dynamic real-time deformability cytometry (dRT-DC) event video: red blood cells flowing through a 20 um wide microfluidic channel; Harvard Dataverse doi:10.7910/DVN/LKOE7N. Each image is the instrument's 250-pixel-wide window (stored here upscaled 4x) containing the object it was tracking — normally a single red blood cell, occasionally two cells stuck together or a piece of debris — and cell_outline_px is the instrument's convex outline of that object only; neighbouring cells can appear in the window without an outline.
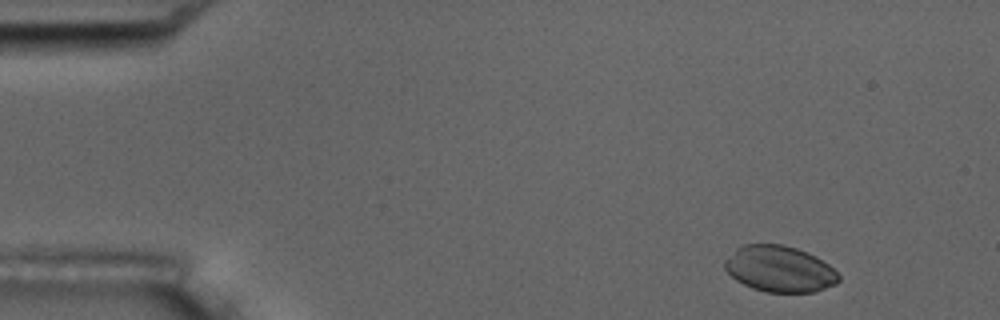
{"species": "common noctule bat (a hibernating species)", "species_latin": "Nyctalus noctula", "temperature_condition": "room temperature", "stored_images_in_passage": 4, "camera_frame_rate_fps": 3000, "um_per_image_px": 0.085, "animal": {"sex": "male", "body_mass_g": 17.5, "forearm_length_mm": 52.3}, "frame": {"image": 1, "passage_image": 1, "time_ms": 0.0, "image_size_px": [1000, 320], "cell_outline_px": [[840, 280], [836, 284], [812, 292], [764, 292], [752, 288], [736, 280], [724, 268], [724, 260], [736, 248], [744, 244], [780, 244], [796, 248], [816, 256], [828, 264], [840, 276]], "centroid_in_image_um": [66.25, 22.86], "position_along_channel_um": 18.8, "area_um2": 30.58}}